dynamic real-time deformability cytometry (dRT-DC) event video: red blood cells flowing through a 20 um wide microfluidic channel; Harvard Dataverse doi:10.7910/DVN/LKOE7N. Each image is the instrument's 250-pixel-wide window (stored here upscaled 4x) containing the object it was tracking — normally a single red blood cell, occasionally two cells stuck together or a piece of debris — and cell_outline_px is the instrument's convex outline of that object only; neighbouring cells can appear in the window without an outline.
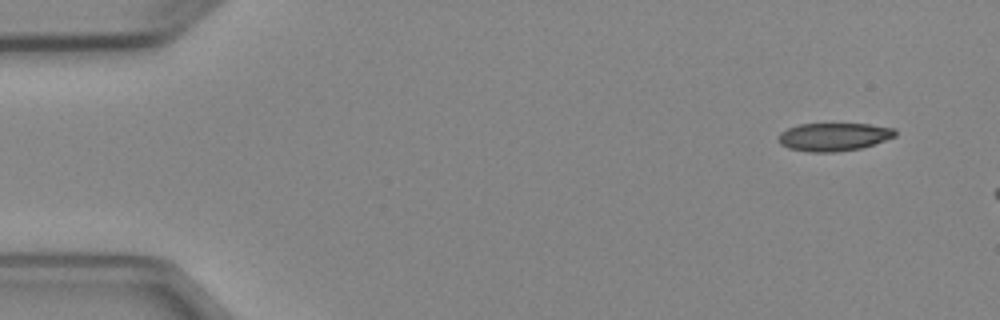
{"species": "Egyptian fruit bat (a non-hibernating species)", "species_latin": "Rousettus aegyptiacus", "temperature_condition": "cold", "stored_images_in_passage": 3, "camera_frame_rate_fps": 3000, "um_per_image_px": 0.085, "animal": {"sex": "female"}, "frame": {"image": 1, "passage_image": 1, "time_ms": 0.0, "image_size_px": [1000, 320], "cell_outline_px": [[896, 136], [860, 148], [836, 152], [808, 152], [788, 148], [780, 144], [780, 132], [788, 128], [800, 124], [872, 124], [896, 128]], "centroid_in_image_um": [70.88, 11.63], "position_along_channel_um": 14.1, "area_um2": 19.02}}